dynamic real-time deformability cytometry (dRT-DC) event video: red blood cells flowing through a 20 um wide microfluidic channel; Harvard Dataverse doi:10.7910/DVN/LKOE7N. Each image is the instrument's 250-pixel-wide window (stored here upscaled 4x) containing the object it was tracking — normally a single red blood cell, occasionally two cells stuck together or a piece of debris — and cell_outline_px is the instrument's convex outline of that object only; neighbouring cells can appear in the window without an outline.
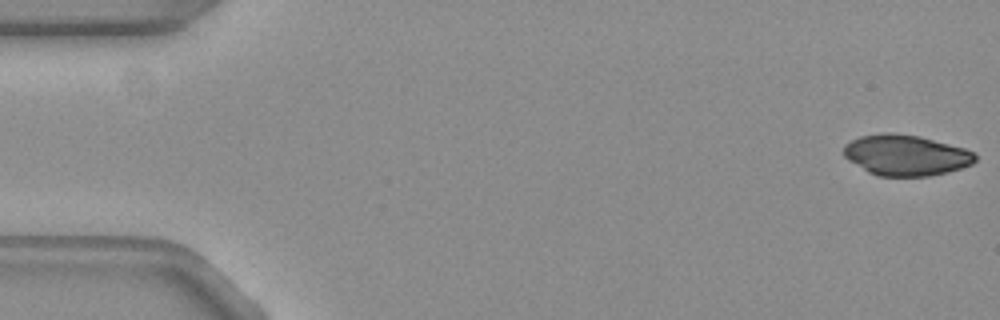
{"species": "common noctule bat (a hibernating species)", "species_latin": "Nyctalus noctula", "temperature_condition": "warm", "stored_images_in_passage": 11, "camera_frame_rate_fps": 3000, "um_per_image_px": 0.085, "animal": {"sex": "female", "body_mass_g": 19.3, "forearm_length_mm": 54.1}, "frame": {"image": 1, "passage_image": 1, "time_ms": 0.0, "image_size_px": [1000, 320], "cell_outline_px": [[976, 160], [972, 164], [948, 172], [928, 176], [876, 176], [868, 172], [848, 160], [844, 156], [844, 144], [860, 136], [888, 132], [892, 132], [920, 136], [964, 148], [972, 152], [976, 156]], "centroid_in_image_um": [76.98, 13.19], "position_along_channel_um": 8.0, "area_um2": 31.21}}